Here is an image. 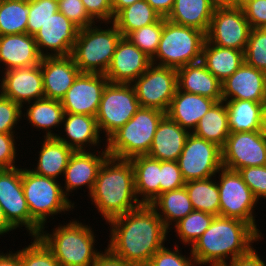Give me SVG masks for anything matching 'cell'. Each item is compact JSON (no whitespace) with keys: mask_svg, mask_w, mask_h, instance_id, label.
Here are the masks:
<instances>
[{"mask_svg":"<svg viewBox=\"0 0 266 266\" xmlns=\"http://www.w3.org/2000/svg\"><path fill=\"white\" fill-rule=\"evenodd\" d=\"M253 246L247 253L238 256L228 266H266V262L258 255Z\"/></svg>","mask_w":266,"mask_h":266,"instance_id":"obj_52","label":"cell"},{"mask_svg":"<svg viewBox=\"0 0 266 266\" xmlns=\"http://www.w3.org/2000/svg\"><path fill=\"white\" fill-rule=\"evenodd\" d=\"M78 32L79 28L58 11L41 26L34 39L42 57L69 56Z\"/></svg>","mask_w":266,"mask_h":266,"instance_id":"obj_17","label":"cell"},{"mask_svg":"<svg viewBox=\"0 0 266 266\" xmlns=\"http://www.w3.org/2000/svg\"><path fill=\"white\" fill-rule=\"evenodd\" d=\"M88 197L105 223L140 207L142 204L135 193L131 161L108 156Z\"/></svg>","mask_w":266,"mask_h":266,"instance_id":"obj_3","label":"cell"},{"mask_svg":"<svg viewBox=\"0 0 266 266\" xmlns=\"http://www.w3.org/2000/svg\"><path fill=\"white\" fill-rule=\"evenodd\" d=\"M103 146H105V149H100V151L99 149L95 150V152L74 151L71 155L63 174L65 179H62L65 182L62 188L68 198L74 190L82 189L83 186L89 190L87 191L88 195L91 194L98 171L105 159L109 156L106 144Z\"/></svg>","mask_w":266,"mask_h":266,"instance_id":"obj_19","label":"cell"},{"mask_svg":"<svg viewBox=\"0 0 266 266\" xmlns=\"http://www.w3.org/2000/svg\"><path fill=\"white\" fill-rule=\"evenodd\" d=\"M2 74L0 94L4 97L21 106L45 98L41 63L30 67L10 69Z\"/></svg>","mask_w":266,"mask_h":266,"instance_id":"obj_18","label":"cell"},{"mask_svg":"<svg viewBox=\"0 0 266 266\" xmlns=\"http://www.w3.org/2000/svg\"><path fill=\"white\" fill-rule=\"evenodd\" d=\"M16 230L6 219L3 208L0 205V237L9 232Z\"/></svg>","mask_w":266,"mask_h":266,"instance_id":"obj_56","label":"cell"},{"mask_svg":"<svg viewBox=\"0 0 266 266\" xmlns=\"http://www.w3.org/2000/svg\"><path fill=\"white\" fill-rule=\"evenodd\" d=\"M189 134L165 115L157 126L148 156L160 161H177Z\"/></svg>","mask_w":266,"mask_h":266,"instance_id":"obj_26","label":"cell"},{"mask_svg":"<svg viewBox=\"0 0 266 266\" xmlns=\"http://www.w3.org/2000/svg\"><path fill=\"white\" fill-rule=\"evenodd\" d=\"M244 58L247 64L266 72V31L263 28L251 29Z\"/></svg>","mask_w":266,"mask_h":266,"instance_id":"obj_42","label":"cell"},{"mask_svg":"<svg viewBox=\"0 0 266 266\" xmlns=\"http://www.w3.org/2000/svg\"><path fill=\"white\" fill-rule=\"evenodd\" d=\"M140 0H112V8L114 16L123 8L132 5Z\"/></svg>","mask_w":266,"mask_h":266,"instance_id":"obj_57","label":"cell"},{"mask_svg":"<svg viewBox=\"0 0 266 266\" xmlns=\"http://www.w3.org/2000/svg\"><path fill=\"white\" fill-rule=\"evenodd\" d=\"M29 0H0V36L27 33Z\"/></svg>","mask_w":266,"mask_h":266,"instance_id":"obj_38","label":"cell"},{"mask_svg":"<svg viewBox=\"0 0 266 266\" xmlns=\"http://www.w3.org/2000/svg\"><path fill=\"white\" fill-rule=\"evenodd\" d=\"M250 0H232V8H242L245 4H247Z\"/></svg>","mask_w":266,"mask_h":266,"instance_id":"obj_59","label":"cell"},{"mask_svg":"<svg viewBox=\"0 0 266 266\" xmlns=\"http://www.w3.org/2000/svg\"><path fill=\"white\" fill-rule=\"evenodd\" d=\"M43 139L38 152V160H35L37 166L33 165L32 169L30 166V170L40 176L61 180L59 177L63 176L74 150L56 137H44Z\"/></svg>","mask_w":266,"mask_h":266,"instance_id":"obj_30","label":"cell"},{"mask_svg":"<svg viewBox=\"0 0 266 266\" xmlns=\"http://www.w3.org/2000/svg\"><path fill=\"white\" fill-rule=\"evenodd\" d=\"M141 107L167 113L177 90V69L151 64L132 83Z\"/></svg>","mask_w":266,"mask_h":266,"instance_id":"obj_13","label":"cell"},{"mask_svg":"<svg viewBox=\"0 0 266 266\" xmlns=\"http://www.w3.org/2000/svg\"><path fill=\"white\" fill-rule=\"evenodd\" d=\"M89 16L97 23L113 22L112 0H81ZM101 21V22H100Z\"/></svg>","mask_w":266,"mask_h":266,"instance_id":"obj_50","label":"cell"},{"mask_svg":"<svg viewBox=\"0 0 266 266\" xmlns=\"http://www.w3.org/2000/svg\"><path fill=\"white\" fill-rule=\"evenodd\" d=\"M108 83L105 74L80 73L61 100L64 112L96 116Z\"/></svg>","mask_w":266,"mask_h":266,"instance_id":"obj_16","label":"cell"},{"mask_svg":"<svg viewBox=\"0 0 266 266\" xmlns=\"http://www.w3.org/2000/svg\"><path fill=\"white\" fill-rule=\"evenodd\" d=\"M242 9L252 29L266 25V0H250Z\"/></svg>","mask_w":266,"mask_h":266,"instance_id":"obj_51","label":"cell"},{"mask_svg":"<svg viewBox=\"0 0 266 266\" xmlns=\"http://www.w3.org/2000/svg\"><path fill=\"white\" fill-rule=\"evenodd\" d=\"M25 105L27 107L22 106V110L26 111H22V119L27 120L28 124L35 129L37 128L38 131L42 130L45 133L43 137H56L57 133L51 129L55 130L56 127L60 126L62 128L65 112L61 101L42 98Z\"/></svg>","mask_w":266,"mask_h":266,"instance_id":"obj_29","label":"cell"},{"mask_svg":"<svg viewBox=\"0 0 266 266\" xmlns=\"http://www.w3.org/2000/svg\"><path fill=\"white\" fill-rule=\"evenodd\" d=\"M216 179L220 209L219 216L234 218L249 223L261 236L262 232L258 229L255 219L256 205L258 200L248 185L243 181L238 171L221 168Z\"/></svg>","mask_w":266,"mask_h":266,"instance_id":"obj_10","label":"cell"},{"mask_svg":"<svg viewBox=\"0 0 266 266\" xmlns=\"http://www.w3.org/2000/svg\"><path fill=\"white\" fill-rule=\"evenodd\" d=\"M185 186L177 161H160V194Z\"/></svg>","mask_w":266,"mask_h":266,"instance_id":"obj_48","label":"cell"},{"mask_svg":"<svg viewBox=\"0 0 266 266\" xmlns=\"http://www.w3.org/2000/svg\"><path fill=\"white\" fill-rule=\"evenodd\" d=\"M217 176L185 182L193 209L219 216L220 199L216 178Z\"/></svg>","mask_w":266,"mask_h":266,"instance_id":"obj_37","label":"cell"},{"mask_svg":"<svg viewBox=\"0 0 266 266\" xmlns=\"http://www.w3.org/2000/svg\"><path fill=\"white\" fill-rule=\"evenodd\" d=\"M105 25L79 29L71 56L81 73L105 74L108 70L122 34L113 22Z\"/></svg>","mask_w":266,"mask_h":266,"instance_id":"obj_5","label":"cell"},{"mask_svg":"<svg viewBox=\"0 0 266 266\" xmlns=\"http://www.w3.org/2000/svg\"><path fill=\"white\" fill-rule=\"evenodd\" d=\"M31 244L17 250L22 266H60L51 250L38 237H31Z\"/></svg>","mask_w":266,"mask_h":266,"instance_id":"obj_41","label":"cell"},{"mask_svg":"<svg viewBox=\"0 0 266 266\" xmlns=\"http://www.w3.org/2000/svg\"><path fill=\"white\" fill-rule=\"evenodd\" d=\"M222 100L266 103V73L244 62L222 83Z\"/></svg>","mask_w":266,"mask_h":266,"instance_id":"obj_21","label":"cell"},{"mask_svg":"<svg viewBox=\"0 0 266 266\" xmlns=\"http://www.w3.org/2000/svg\"><path fill=\"white\" fill-rule=\"evenodd\" d=\"M10 251L9 253L0 251V266H22L21 264V258L18 251Z\"/></svg>","mask_w":266,"mask_h":266,"instance_id":"obj_55","label":"cell"},{"mask_svg":"<svg viewBox=\"0 0 266 266\" xmlns=\"http://www.w3.org/2000/svg\"><path fill=\"white\" fill-rule=\"evenodd\" d=\"M60 181L22 168V186L31 218L42 228L47 219L62 212L71 213L75 203L64 194Z\"/></svg>","mask_w":266,"mask_h":266,"instance_id":"obj_8","label":"cell"},{"mask_svg":"<svg viewBox=\"0 0 266 266\" xmlns=\"http://www.w3.org/2000/svg\"><path fill=\"white\" fill-rule=\"evenodd\" d=\"M238 173L258 201L266 199V165L241 168Z\"/></svg>","mask_w":266,"mask_h":266,"instance_id":"obj_47","label":"cell"},{"mask_svg":"<svg viewBox=\"0 0 266 266\" xmlns=\"http://www.w3.org/2000/svg\"><path fill=\"white\" fill-rule=\"evenodd\" d=\"M0 205L6 219L16 230L24 226L30 237L39 235L41 227L31 218L26 203L21 166L0 169Z\"/></svg>","mask_w":266,"mask_h":266,"instance_id":"obj_12","label":"cell"},{"mask_svg":"<svg viewBox=\"0 0 266 266\" xmlns=\"http://www.w3.org/2000/svg\"><path fill=\"white\" fill-rule=\"evenodd\" d=\"M134 171V186L141 204H150L160 195V160L148 155L130 159Z\"/></svg>","mask_w":266,"mask_h":266,"instance_id":"obj_31","label":"cell"},{"mask_svg":"<svg viewBox=\"0 0 266 266\" xmlns=\"http://www.w3.org/2000/svg\"><path fill=\"white\" fill-rule=\"evenodd\" d=\"M91 266H134L113 254L107 247L99 254Z\"/></svg>","mask_w":266,"mask_h":266,"instance_id":"obj_53","label":"cell"},{"mask_svg":"<svg viewBox=\"0 0 266 266\" xmlns=\"http://www.w3.org/2000/svg\"><path fill=\"white\" fill-rule=\"evenodd\" d=\"M214 217L215 216L212 214L193 210L174 225V232H176L175 236L178 237L177 239H180L179 241H181L185 247L192 246L209 228Z\"/></svg>","mask_w":266,"mask_h":266,"instance_id":"obj_39","label":"cell"},{"mask_svg":"<svg viewBox=\"0 0 266 266\" xmlns=\"http://www.w3.org/2000/svg\"><path fill=\"white\" fill-rule=\"evenodd\" d=\"M106 224L110 227L107 248L134 266H146L153 254L165 245L170 232L148 204Z\"/></svg>","mask_w":266,"mask_h":266,"instance_id":"obj_1","label":"cell"},{"mask_svg":"<svg viewBox=\"0 0 266 266\" xmlns=\"http://www.w3.org/2000/svg\"><path fill=\"white\" fill-rule=\"evenodd\" d=\"M166 113L140 107L135 115L107 141L109 156L128 159L148 155L157 126Z\"/></svg>","mask_w":266,"mask_h":266,"instance_id":"obj_7","label":"cell"},{"mask_svg":"<svg viewBox=\"0 0 266 266\" xmlns=\"http://www.w3.org/2000/svg\"><path fill=\"white\" fill-rule=\"evenodd\" d=\"M181 251L176 242L173 250L164 245L153 254L146 266H199L191 252L185 256Z\"/></svg>","mask_w":266,"mask_h":266,"instance_id":"obj_44","label":"cell"},{"mask_svg":"<svg viewBox=\"0 0 266 266\" xmlns=\"http://www.w3.org/2000/svg\"><path fill=\"white\" fill-rule=\"evenodd\" d=\"M208 1L214 10L232 8V0H208Z\"/></svg>","mask_w":266,"mask_h":266,"instance_id":"obj_58","label":"cell"},{"mask_svg":"<svg viewBox=\"0 0 266 266\" xmlns=\"http://www.w3.org/2000/svg\"><path fill=\"white\" fill-rule=\"evenodd\" d=\"M201 62L222 83L245 62L244 51L219 47L205 40Z\"/></svg>","mask_w":266,"mask_h":266,"instance_id":"obj_32","label":"cell"},{"mask_svg":"<svg viewBox=\"0 0 266 266\" xmlns=\"http://www.w3.org/2000/svg\"><path fill=\"white\" fill-rule=\"evenodd\" d=\"M58 11L56 0H29L27 33L34 36L41 26Z\"/></svg>","mask_w":266,"mask_h":266,"instance_id":"obj_43","label":"cell"},{"mask_svg":"<svg viewBox=\"0 0 266 266\" xmlns=\"http://www.w3.org/2000/svg\"><path fill=\"white\" fill-rule=\"evenodd\" d=\"M192 133L222 148L230 134L225 101L216 102L199 120Z\"/></svg>","mask_w":266,"mask_h":266,"instance_id":"obj_35","label":"cell"},{"mask_svg":"<svg viewBox=\"0 0 266 266\" xmlns=\"http://www.w3.org/2000/svg\"><path fill=\"white\" fill-rule=\"evenodd\" d=\"M214 9L208 0H175L166 17L169 21L207 33Z\"/></svg>","mask_w":266,"mask_h":266,"instance_id":"obj_34","label":"cell"},{"mask_svg":"<svg viewBox=\"0 0 266 266\" xmlns=\"http://www.w3.org/2000/svg\"><path fill=\"white\" fill-rule=\"evenodd\" d=\"M53 228L52 232L41 228L38 237L51 250L60 266H91L99 254L96 250L94 229L77 219L69 220ZM66 224V225H65Z\"/></svg>","mask_w":266,"mask_h":266,"instance_id":"obj_4","label":"cell"},{"mask_svg":"<svg viewBox=\"0 0 266 266\" xmlns=\"http://www.w3.org/2000/svg\"><path fill=\"white\" fill-rule=\"evenodd\" d=\"M251 29L242 8L216 9L213 11L206 40L219 47L245 52Z\"/></svg>","mask_w":266,"mask_h":266,"instance_id":"obj_15","label":"cell"},{"mask_svg":"<svg viewBox=\"0 0 266 266\" xmlns=\"http://www.w3.org/2000/svg\"><path fill=\"white\" fill-rule=\"evenodd\" d=\"M149 205L168 230L194 210L185 186L160 194Z\"/></svg>","mask_w":266,"mask_h":266,"instance_id":"obj_33","label":"cell"},{"mask_svg":"<svg viewBox=\"0 0 266 266\" xmlns=\"http://www.w3.org/2000/svg\"><path fill=\"white\" fill-rule=\"evenodd\" d=\"M22 120V106L0 94V133H16Z\"/></svg>","mask_w":266,"mask_h":266,"instance_id":"obj_45","label":"cell"},{"mask_svg":"<svg viewBox=\"0 0 266 266\" xmlns=\"http://www.w3.org/2000/svg\"><path fill=\"white\" fill-rule=\"evenodd\" d=\"M15 133H0V169H11L18 167L16 162V157L19 153L18 147L16 146Z\"/></svg>","mask_w":266,"mask_h":266,"instance_id":"obj_49","label":"cell"},{"mask_svg":"<svg viewBox=\"0 0 266 266\" xmlns=\"http://www.w3.org/2000/svg\"><path fill=\"white\" fill-rule=\"evenodd\" d=\"M177 85L181 91L222 100L221 82L200 61L177 69Z\"/></svg>","mask_w":266,"mask_h":266,"instance_id":"obj_27","label":"cell"},{"mask_svg":"<svg viewBox=\"0 0 266 266\" xmlns=\"http://www.w3.org/2000/svg\"><path fill=\"white\" fill-rule=\"evenodd\" d=\"M42 58L34 36L28 33L0 36V69H4L1 73L14 68L39 65Z\"/></svg>","mask_w":266,"mask_h":266,"instance_id":"obj_24","label":"cell"},{"mask_svg":"<svg viewBox=\"0 0 266 266\" xmlns=\"http://www.w3.org/2000/svg\"><path fill=\"white\" fill-rule=\"evenodd\" d=\"M185 182L217 176L222 166V150L217 144L190 133L177 160Z\"/></svg>","mask_w":266,"mask_h":266,"instance_id":"obj_11","label":"cell"},{"mask_svg":"<svg viewBox=\"0 0 266 266\" xmlns=\"http://www.w3.org/2000/svg\"><path fill=\"white\" fill-rule=\"evenodd\" d=\"M150 6L163 18L172 10L175 0H146Z\"/></svg>","mask_w":266,"mask_h":266,"instance_id":"obj_54","label":"cell"},{"mask_svg":"<svg viewBox=\"0 0 266 266\" xmlns=\"http://www.w3.org/2000/svg\"><path fill=\"white\" fill-rule=\"evenodd\" d=\"M62 125L65 135L59 133L56 138L74 151H95L96 146L101 149L100 143L105 139L100 135L95 116L65 113Z\"/></svg>","mask_w":266,"mask_h":266,"instance_id":"obj_23","label":"cell"},{"mask_svg":"<svg viewBox=\"0 0 266 266\" xmlns=\"http://www.w3.org/2000/svg\"><path fill=\"white\" fill-rule=\"evenodd\" d=\"M262 238L247 222L215 216L189 249L199 266H224L247 253Z\"/></svg>","mask_w":266,"mask_h":266,"instance_id":"obj_2","label":"cell"},{"mask_svg":"<svg viewBox=\"0 0 266 266\" xmlns=\"http://www.w3.org/2000/svg\"><path fill=\"white\" fill-rule=\"evenodd\" d=\"M150 65L151 58L122 36L105 76L109 83L132 84Z\"/></svg>","mask_w":266,"mask_h":266,"instance_id":"obj_20","label":"cell"},{"mask_svg":"<svg viewBox=\"0 0 266 266\" xmlns=\"http://www.w3.org/2000/svg\"><path fill=\"white\" fill-rule=\"evenodd\" d=\"M164 26V18L156 23L130 32L126 37L146 55L152 58L157 52Z\"/></svg>","mask_w":266,"mask_h":266,"instance_id":"obj_40","label":"cell"},{"mask_svg":"<svg viewBox=\"0 0 266 266\" xmlns=\"http://www.w3.org/2000/svg\"><path fill=\"white\" fill-rule=\"evenodd\" d=\"M221 150L223 168L238 171L251 166H264L266 130L230 133Z\"/></svg>","mask_w":266,"mask_h":266,"instance_id":"obj_14","label":"cell"},{"mask_svg":"<svg viewBox=\"0 0 266 266\" xmlns=\"http://www.w3.org/2000/svg\"><path fill=\"white\" fill-rule=\"evenodd\" d=\"M230 133L266 130V103L251 100L225 101Z\"/></svg>","mask_w":266,"mask_h":266,"instance_id":"obj_28","label":"cell"},{"mask_svg":"<svg viewBox=\"0 0 266 266\" xmlns=\"http://www.w3.org/2000/svg\"><path fill=\"white\" fill-rule=\"evenodd\" d=\"M216 102L205 96L181 91L177 87L166 115L192 133L199 120Z\"/></svg>","mask_w":266,"mask_h":266,"instance_id":"obj_25","label":"cell"},{"mask_svg":"<svg viewBox=\"0 0 266 266\" xmlns=\"http://www.w3.org/2000/svg\"><path fill=\"white\" fill-rule=\"evenodd\" d=\"M41 73L45 98L61 101L81 72L69 55L43 57Z\"/></svg>","mask_w":266,"mask_h":266,"instance_id":"obj_22","label":"cell"},{"mask_svg":"<svg viewBox=\"0 0 266 266\" xmlns=\"http://www.w3.org/2000/svg\"><path fill=\"white\" fill-rule=\"evenodd\" d=\"M140 107L132 84L108 83L95 116L100 133H105V140L124 126Z\"/></svg>","mask_w":266,"mask_h":266,"instance_id":"obj_9","label":"cell"},{"mask_svg":"<svg viewBox=\"0 0 266 266\" xmlns=\"http://www.w3.org/2000/svg\"><path fill=\"white\" fill-rule=\"evenodd\" d=\"M160 18L146 0H140L121 9L114 16L113 23L122 36L126 37L130 32L156 23Z\"/></svg>","mask_w":266,"mask_h":266,"instance_id":"obj_36","label":"cell"},{"mask_svg":"<svg viewBox=\"0 0 266 266\" xmlns=\"http://www.w3.org/2000/svg\"><path fill=\"white\" fill-rule=\"evenodd\" d=\"M206 33L200 29L183 26L164 18L159 46L151 64L179 69L200 62Z\"/></svg>","mask_w":266,"mask_h":266,"instance_id":"obj_6","label":"cell"},{"mask_svg":"<svg viewBox=\"0 0 266 266\" xmlns=\"http://www.w3.org/2000/svg\"><path fill=\"white\" fill-rule=\"evenodd\" d=\"M58 8L79 29L98 24L89 16L81 0H58Z\"/></svg>","mask_w":266,"mask_h":266,"instance_id":"obj_46","label":"cell"}]
</instances>
